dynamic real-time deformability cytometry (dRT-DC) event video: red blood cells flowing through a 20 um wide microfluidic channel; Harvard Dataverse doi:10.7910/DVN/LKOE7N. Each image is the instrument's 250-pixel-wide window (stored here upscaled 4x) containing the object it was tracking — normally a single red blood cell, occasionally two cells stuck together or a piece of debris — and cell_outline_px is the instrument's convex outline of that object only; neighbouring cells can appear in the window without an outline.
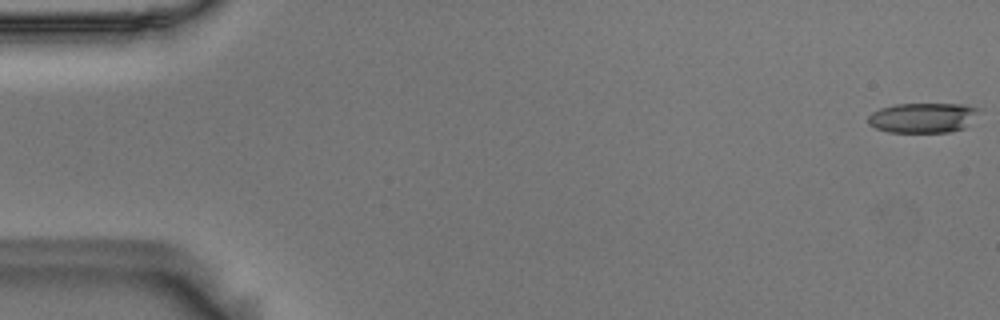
{"species": "Egyptian fruit bat (a non-hibernating species)", "species_latin": "Rousettus aegyptiacus", "temperature_condition": "room temperature", "stored_images_in_passage": 54, "camera_frame_rate_fps": 3000, "um_per_image_px": 0.085, "animal": {"sex": "male"}, "frame": {"image": 1, "passage_image": 1, "time_ms": 0.0, "image_size_px": [1000, 320], "cell_outline_px": [[984, 108], [964, 128], [952, 132], [888, 132], [876, 128], [868, 124], [868, 116], [872, 112], [880, 108], [896, 104], [964, 104]], "centroid_in_image_um": [78.48, 10.0], "position_along_channel_um": 6.5, "area_um2": 19.59}}
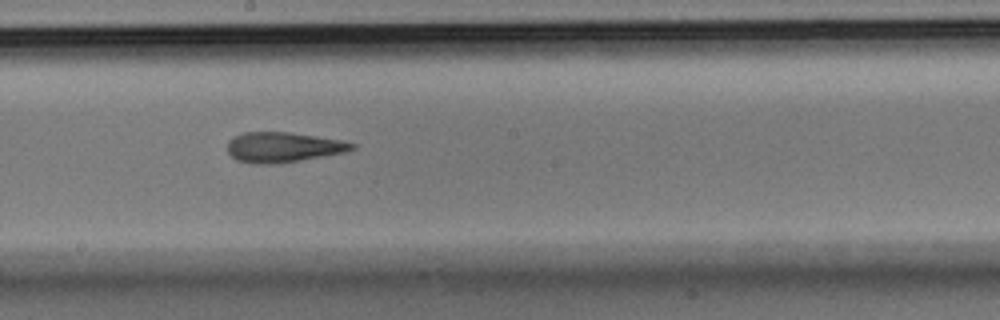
{"frame": {"image": 2, "passage_image": 31, "time_ms": 10.0, "image_size_px": [1000, 320], "cell_outline_px": [[356, 148], [344, 152], [276, 164], [256, 164], [236, 160], [228, 152], [228, 140], [244, 132], [288, 132], [340, 140], [356, 144]], "centroid_in_image_um": [24.03, 12.51], "position_along_channel_um": 224.2, "area_um2": 21.56}}
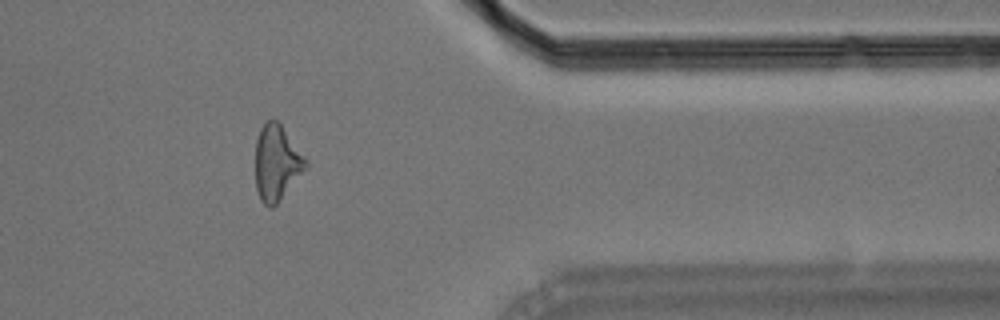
{"frame": {"image": 3, "passage_image": 46, "time_ms": 15.0, "image_size_px": [1000, 320], "cell_outline_px": [[308, 164], [276, 204], [272, 208], [268, 208], [260, 200], [256, 188], [256, 140], [260, 128], [264, 120], [276, 120], [280, 124], [308, 160]], "centroid_in_image_um": [23.49, 13.82], "position_along_channel_um": 387.9, "area_um2": 21.79}}